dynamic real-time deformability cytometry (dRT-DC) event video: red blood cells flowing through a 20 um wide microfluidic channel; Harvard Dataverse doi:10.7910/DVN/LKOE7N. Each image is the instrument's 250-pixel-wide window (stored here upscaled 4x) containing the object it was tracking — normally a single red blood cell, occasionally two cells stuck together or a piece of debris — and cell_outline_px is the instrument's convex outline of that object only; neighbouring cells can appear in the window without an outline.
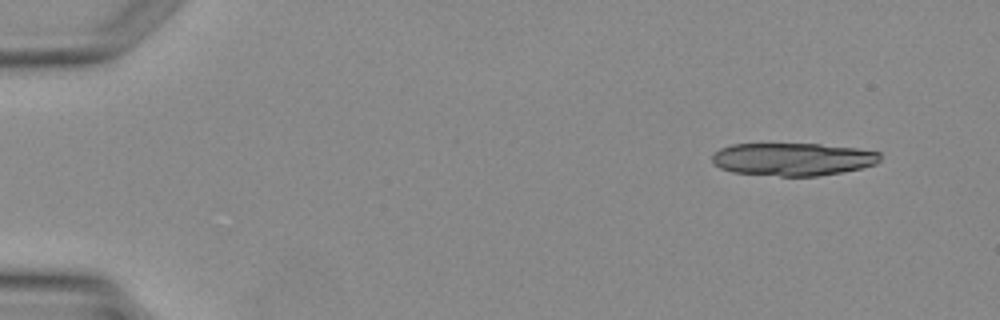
{"species": "Egyptian fruit bat (a non-hibernating species)", "species_latin": "Rousettus aegyptiacus", "temperature_condition": "warm", "stored_images_in_passage": 3, "camera_frame_rate_fps": 3000, "um_per_image_px": 0.085, "animal": {"sex": "female"}, "frame": {"image": 1, "passage_image": 1, "time_ms": 0.0, "image_size_px": [1000, 320], "cell_outline_px": [[880, 160], [876, 164], [860, 168], [840, 172], [816, 176], [780, 176], [732, 172], [720, 168], [712, 160], [712, 156], [720, 148], [732, 144], [820, 144], [856, 148], [880, 152]], "centroid_in_image_um": [67.39, 13.53], "position_along_channel_um": 17.6, "area_um2": 31.96}}